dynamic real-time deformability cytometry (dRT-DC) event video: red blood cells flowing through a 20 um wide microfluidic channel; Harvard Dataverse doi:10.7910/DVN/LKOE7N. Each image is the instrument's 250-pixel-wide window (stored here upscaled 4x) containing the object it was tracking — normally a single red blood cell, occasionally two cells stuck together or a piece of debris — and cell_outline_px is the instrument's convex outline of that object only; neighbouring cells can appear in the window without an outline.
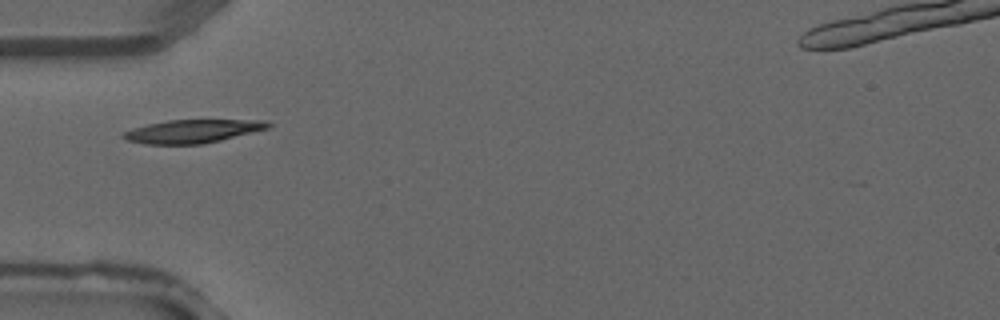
{"species": "common noctule bat (a hibernating species)", "species_latin": "Nyctalus noctula", "temperature_condition": "warm", "stored_images_in_passage": 2, "camera_frame_rate_fps": 3000, "um_per_image_px": 0.085, "animal": {"sex": "male", "forearm_length_mm": 52.5}, "frame": {"image": 1, "passage_image": 2, "time_ms": 0.333, "image_size_px": [1000, 320], "cell_outline_px": [[272, 124], [268, 128], [204, 144], [144, 144], [128, 140], [120, 136], [124, 132], [132, 128], [148, 124], [168, 120], [268, 120]], "centroid_in_image_um": [16.36, 11.15], "position_along_channel_um": 68.6, "area_um2": 19.54}}